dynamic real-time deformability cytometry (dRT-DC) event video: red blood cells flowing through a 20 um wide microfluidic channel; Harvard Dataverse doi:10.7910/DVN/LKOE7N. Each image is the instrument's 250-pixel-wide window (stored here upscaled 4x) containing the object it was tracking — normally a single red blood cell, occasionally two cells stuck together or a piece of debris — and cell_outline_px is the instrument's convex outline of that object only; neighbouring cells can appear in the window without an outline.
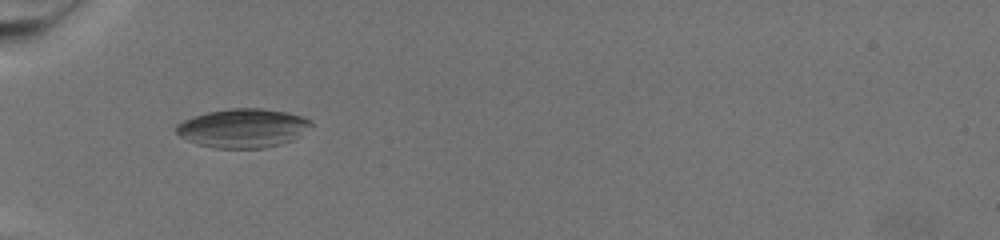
{"species": "common noctule bat (a hibernating species)", "species_latin": "Nyctalus noctula", "temperature_condition": "warm", "stored_images_in_passage": 42, "camera_frame_rate_fps": 3000, "um_per_image_px": 0.085, "animal": {"sex": "female", "body_mass_g": 19.5, "forearm_length_mm": 54.1}, "frame": {"image": 1, "passage_image": 1, "time_ms": 0.0, "image_size_px": [1000, 240], "cell_outline_px": [[312, 124], [292, 140], [280, 144], [264, 148], [216, 148], [196, 144], [180, 136], [176, 132], [176, 124], [184, 120], [208, 112], [232, 108], [264, 108], [288, 112], [300, 116], [308, 120]], "centroid_in_image_um": [20.61, 10.89], "position_along_channel_um": 64.4, "area_um2": 30.23}}
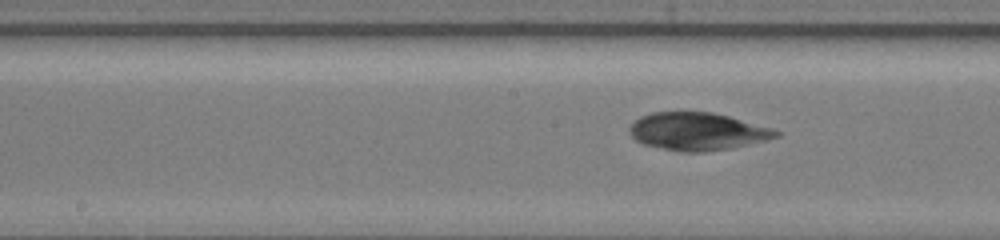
{"frame": {"image": 2, "passage_image": 15, "time_ms": 4.667, "image_size_px": [1000, 240], "cell_outline_px": [[780, 136], [732, 148], [704, 152], [680, 152], [644, 144], [636, 140], [632, 136], [628, 128], [640, 116], [652, 112], [676, 108], [712, 112], [728, 116], [772, 128], [780, 132]], "centroid_in_image_um": [59.23, 11.13], "position_along_channel_um": 189.0, "area_um2": 32.83}}
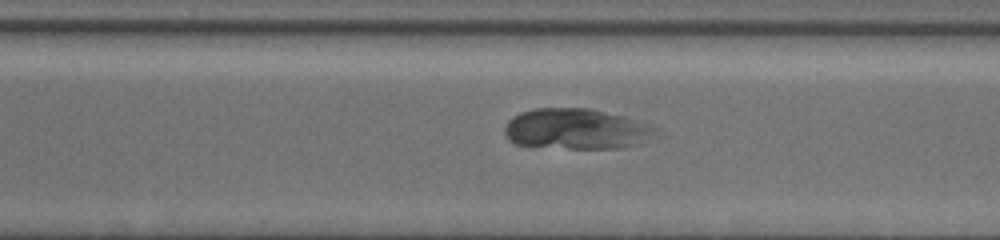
{"frame": {"image": 3, "passage_image": 29, "time_ms": 9.333, "image_size_px": [1000, 240], "cell_outline_px": [[652, 132], [644, 144], [624, 148], [568, 148], [516, 144], [508, 140], [504, 132], [504, 128], [508, 120], [512, 116], [520, 112], [532, 108], [592, 108], [624, 116], [652, 128]], "centroid_in_image_um": [48.89, 10.96], "position_along_channel_um": 321.7, "area_um2": 35.43}}